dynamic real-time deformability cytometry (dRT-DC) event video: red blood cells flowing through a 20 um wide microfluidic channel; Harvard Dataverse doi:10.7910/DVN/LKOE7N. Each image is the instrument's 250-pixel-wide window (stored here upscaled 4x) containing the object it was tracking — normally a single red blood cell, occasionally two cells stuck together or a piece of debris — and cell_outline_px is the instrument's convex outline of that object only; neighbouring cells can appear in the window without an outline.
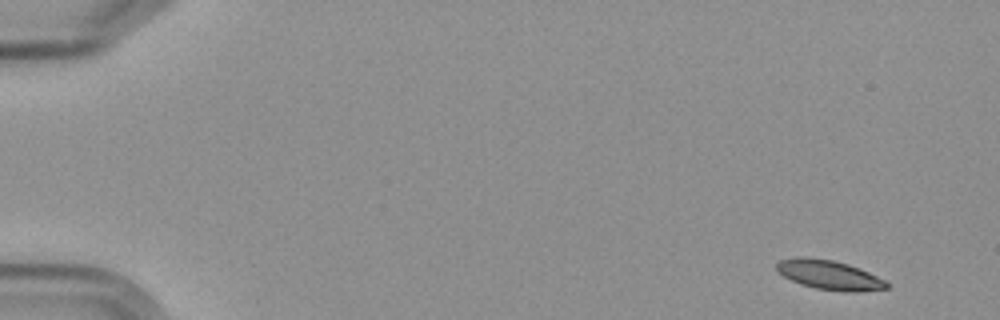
{"species": "Egyptian fruit bat (a non-hibernating species)", "species_latin": "Rousettus aegyptiacus", "temperature_condition": "cold", "stored_images_in_passage": 5, "camera_frame_rate_fps": 3000, "um_per_image_px": 0.085, "frame": {"image": 1, "passage_image": 1, "time_ms": 0.0, "image_size_px": [1000, 320], "cell_outline_px": [[888, 288], [852, 292], [816, 288], [800, 284], [784, 276], [776, 268], [776, 264], [780, 260], [800, 256], [832, 260], [848, 264], [868, 272], [884, 280], [888, 284]], "centroid_in_image_um": [70.46, 23.36], "position_along_channel_um": 14.5, "area_um2": 18.44}}
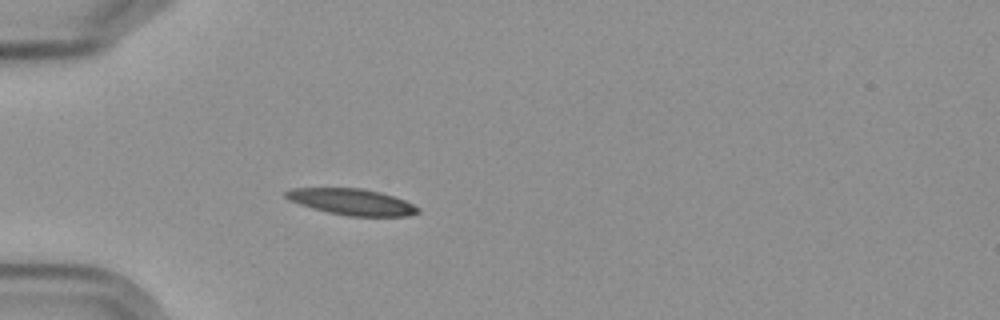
{"frame": {"image": 2, "passage_image": 5, "time_ms": 4.667, "image_size_px": [1000, 320], "cell_outline_px": [[420, 212], [408, 216], [348, 216], [328, 212], [312, 208], [288, 200], [284, 196], [284, 192], [292, 188], [364, 188], [380, 192], [404, 200], [420, 208]], "centroid_in_image_um": [29.89, 17.15], "position_along_channel_um": 55.1, "area_um2": 20.17}}